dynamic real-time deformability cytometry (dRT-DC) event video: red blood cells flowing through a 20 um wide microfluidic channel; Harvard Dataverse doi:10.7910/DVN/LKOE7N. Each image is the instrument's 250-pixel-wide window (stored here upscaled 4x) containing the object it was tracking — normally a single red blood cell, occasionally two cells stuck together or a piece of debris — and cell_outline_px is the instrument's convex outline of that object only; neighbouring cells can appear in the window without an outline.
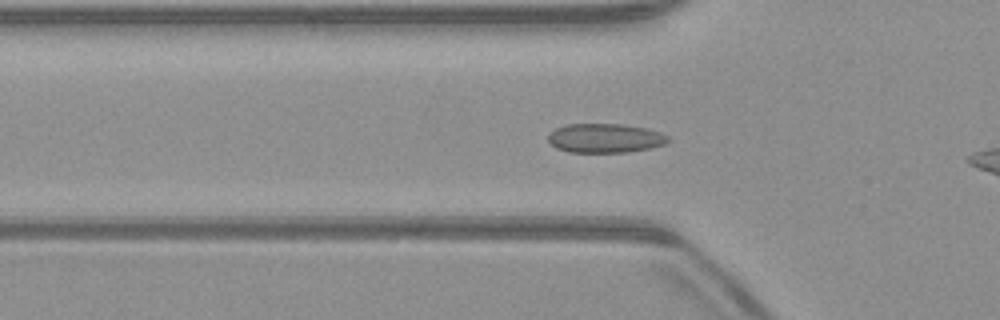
{"species": "common noctule bat (a hibernating species)", "species_latin": "Nyctalus noctula", "temperature_condition": "warm", "stored_images_in_passage": 10, "camera_frame_rate_fps": 3000, "um_per_image_px": 0.085, "animal": {"sex": "male", "body_mass_g": 23.1, "forearm_length_mm": 52.7}, "frame": {"image": 1, "passage_image": 10, "time_ms": 3.0, "image_size_px": [1000, 320], "cell_outline_px": [[672, 140], [664, 144], [652, 148], [628, 152], [568, 152], [556, 148], [548, 140], [548, 136], [556, 128], [568, 124], [624, 124], [648, 128], [660, 132], [668, 136]], "centroid_in_image_um": [51.48, 11.74], "position_along_channel_um": 74.3, "area_um2": 20.52}}